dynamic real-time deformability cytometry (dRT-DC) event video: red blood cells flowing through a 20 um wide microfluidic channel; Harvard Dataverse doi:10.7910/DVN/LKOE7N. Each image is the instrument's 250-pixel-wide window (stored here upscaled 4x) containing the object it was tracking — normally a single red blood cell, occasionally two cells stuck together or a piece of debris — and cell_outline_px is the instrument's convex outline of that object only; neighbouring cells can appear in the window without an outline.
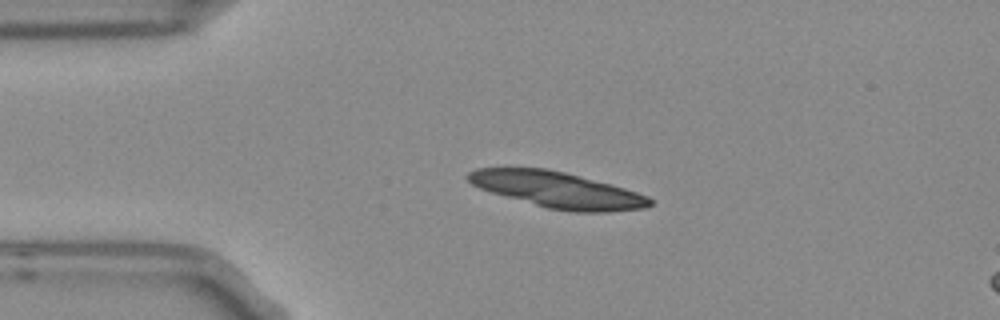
{"species": "Egyptian fruit bat (a non-hibernating species)", "species_latin": "Rousettus aegyptiacus", "temperature_condition": "room temperature", "stored_images_in_passage": 4, "camera_frame_rate_fps": 3000, "um_per_image_px": 0.085, "frame": {"image": 1, "passage_image": 2, "time_ms": 0.333, "image_size_px": [1000, 320], "cell_outline_px": [[652, 204], [644, 208], [608, 212], [576, 212], [548, 208], [492, 192], [480, 188], [472, 184], [464, 176], [468, 172], [476, 168], [548, 168], [580, 176], [624, 188], [648, 196], [652, 200]], "centroid_in_image_um": [47.37, 16.13], "position_along_channel_um": 37.6, "area_um2": 37.69}}